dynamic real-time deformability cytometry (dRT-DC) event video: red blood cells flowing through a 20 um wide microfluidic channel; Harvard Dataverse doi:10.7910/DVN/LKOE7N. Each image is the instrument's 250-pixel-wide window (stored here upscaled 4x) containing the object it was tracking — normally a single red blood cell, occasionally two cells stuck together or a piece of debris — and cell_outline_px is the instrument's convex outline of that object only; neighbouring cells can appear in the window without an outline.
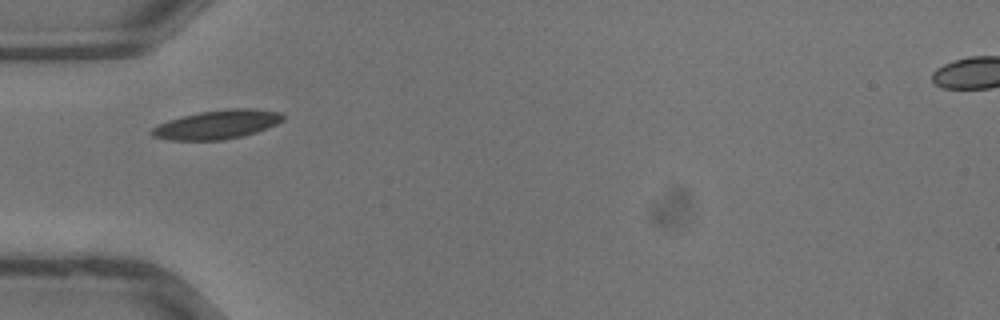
{"species": "common noctule bat (a hibernating species)", "species_latin": "Nyctalus noctula", "temperature_condition": "warm", "stored_images_in_passage": 26, "camera_frame_rate_fps": 3000, "um_per_image_px": 0.085, "animal": {"sex": "male", "body_mass_g": 13.3}, "frame": {"image": 1, "passage_image": 1, "time_ms": 0.0, "image_size_px": [1000, 320], "cell_outline_px": [[284, 120], [268, 128], [244, 136], [224, 140], [168, 140], [152, 136], [148, 132], [152, 128], [168, 120], [200, 112], [228, 108], [252, 108], [280, 112], [284, 116]], "centroid_in_image_um": [18.47, 10.59], "position_along_channel_um": 66.5, "area_um2": 22.2}}
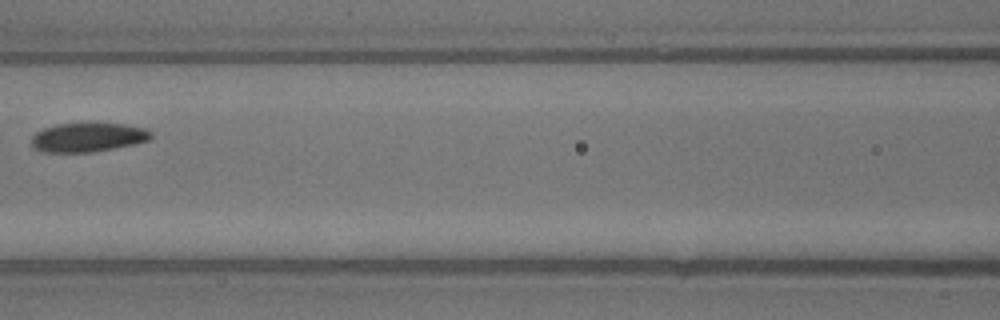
{"frame": {"image": 2, "passage_image": 6, "time_ms": 1.667, "image_size_px": [1000, 320], "cell_outline_px": [[152, 136], [148, 140], [132, 144], [96, 152], [40, 152], [32, 148], [32, 136], [36, 132], [44, 128], [56, 124], [120, 124], [144, 128], [152, 132]], "centroid_in_image_um": [7.42, 11.69], "position_along_channel_um": 159.2, "area_um2": 20.06}}
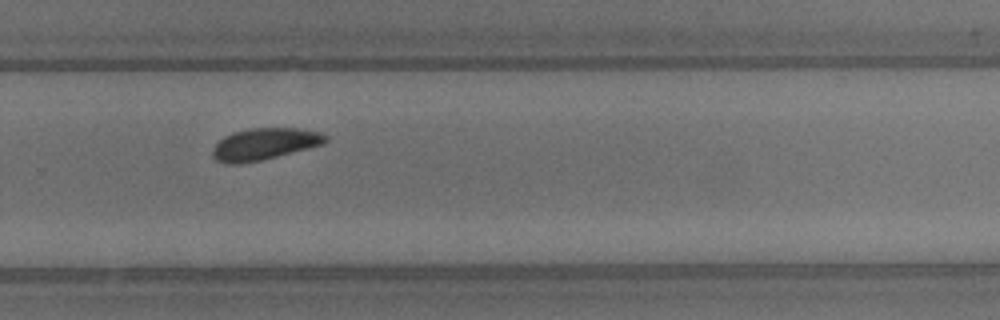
{"frame": {"image": 3, "passage_image": 14, "time_ms": 4.333, "image_size_px": [1000, 320], "cell_outline_px": [[328, 140], [324, 144], [260, 160], [240, 164], [224, 164], [216, 160], [212, 156], [212, 148], [224, 136], [232, 132], [252, 128], [296, 128], [320, 132], [328, 136]], "centroid_in_image_um": [22.45, 12.24], "position_along_channel_um": 307.3, "area_um2": 20.87}}